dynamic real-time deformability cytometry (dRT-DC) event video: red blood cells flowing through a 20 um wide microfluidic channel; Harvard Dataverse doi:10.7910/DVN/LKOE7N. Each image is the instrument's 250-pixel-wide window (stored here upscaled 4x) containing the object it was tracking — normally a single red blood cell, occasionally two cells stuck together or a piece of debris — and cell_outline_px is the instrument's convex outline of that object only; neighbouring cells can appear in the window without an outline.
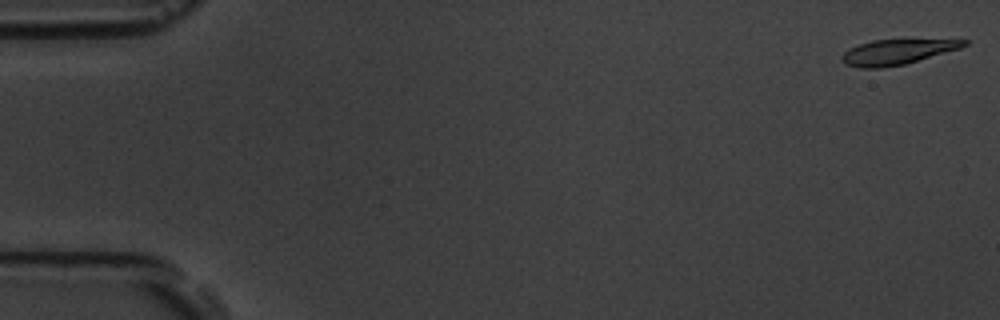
{"species": "common noctule bat (a hibernating species)", "species_latin": "Nyctalus noctula", "temperature_condition": "room temperature", "stored_images_in_passage": 54, "camera_frame_rate_fps": 3000, "um_per_image_px": 0.085, "animal": {"sex": "male", "body_mass_g": 19.5, "forearm_length_mm": 54.6}, "frame": {"image": 1, "passage_image": 1, "time_ms": 0.0, "image_size_px": [1000, 320], "cell_outline_px": [[968, 44], [960, 48], [904, 64], [880, 68], [860, 68], [844, 64], [844, 52], [848, 48], [872, 40], [968, 40]], "centroid_in_image_um": [76.22, 4.42], "position_along_channel_um": 8.8, "area_um2": 17.4}}
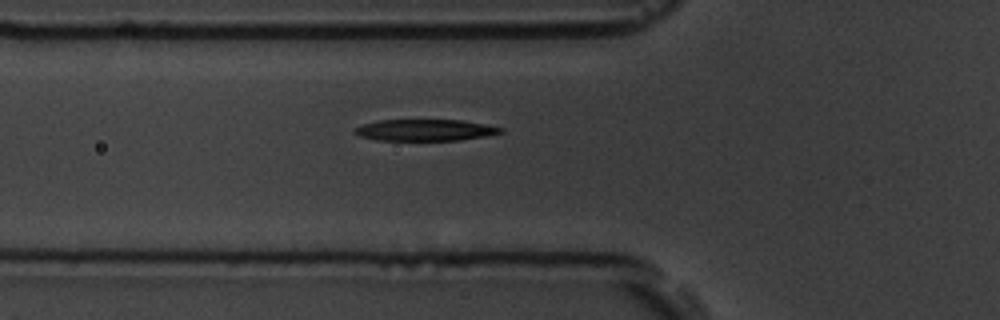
{"frame": {"image": 2, "passage_image": 19, "time_ms": 6.0, "image_size_px": [1000, 320], "cell_outline_px": [[504, 132], [488, 136], [460, 140], [376, 140], [360, 136], [352, 132], [352, 128], [376, 120], [464, 120], [488, 124], [504, 128]], "centroid_in_image_um": [36.16, 11.05], "position_along_channel_um": 89.6, "area_um2": 18.55}}
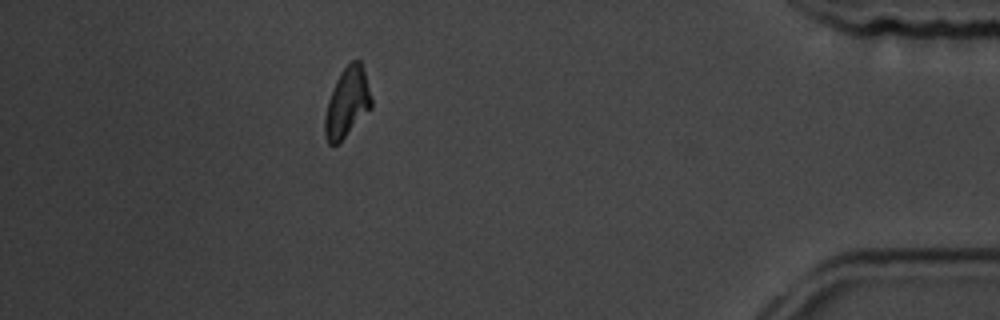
{"frame": {"image": 3, "passage_image": 48, "time_ms": 15.667, "image_size_px": [1000, 320], "cell_outline_px": [[372, 108], [336, 144], [328, 144], [324, 136], [324, 116], [328, 100], [332, 88], [340, 72], [352, 60], [360, 60], [372, 96]], "centroid_in_image_um": [29.49, 8.7], "position_along_channel_um": 405.7, "area_um2": 18.73}, "authors_computed_cell_mechanics": {"area_um2": 19.2474, "velocity_mm_per_s": 3.7713, "shape_relaxation_time_tau1_ms": 2.4431, "shape_relaxation_time_tau2_ms": null, "deformation_change_tau1": 0.1449, "deformation_change_tau2": null}}